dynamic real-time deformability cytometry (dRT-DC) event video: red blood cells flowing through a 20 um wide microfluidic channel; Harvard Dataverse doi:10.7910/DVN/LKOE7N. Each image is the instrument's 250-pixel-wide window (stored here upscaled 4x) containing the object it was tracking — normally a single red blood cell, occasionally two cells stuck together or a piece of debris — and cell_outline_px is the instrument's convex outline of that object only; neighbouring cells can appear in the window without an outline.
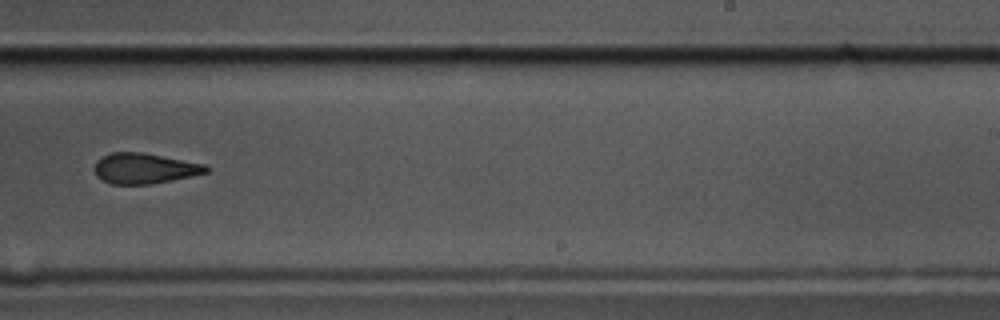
{"species": "common noctule bat (a hibernating species)", "species_latin": "Nyctalus noctula", "temperature_condition": "cold", "stored_images_in_passage": 9, "camera_frame_rate_fps": 3000, "um_per_image_px": 0.085, "animal": {"sex": "male", "body_mass_g": 17.5, "forearm_length_mm": 52.3}, "frame": {"image": 1, "passage_image": 9, "time_ms": 2.667, "image_size_px": [1000, 320], "cell_outline_px": [[208, 172], [192, 176], [152, 184], [112, 184], [96, 176], [96, 160], [100, 156], [112, 152], [140, 152], [204, 164], [208, 168]], "centroid_in_image_um": [12.26, 14.31], "position_along_channel_um": 276.7, "area_um2": 19.59}}